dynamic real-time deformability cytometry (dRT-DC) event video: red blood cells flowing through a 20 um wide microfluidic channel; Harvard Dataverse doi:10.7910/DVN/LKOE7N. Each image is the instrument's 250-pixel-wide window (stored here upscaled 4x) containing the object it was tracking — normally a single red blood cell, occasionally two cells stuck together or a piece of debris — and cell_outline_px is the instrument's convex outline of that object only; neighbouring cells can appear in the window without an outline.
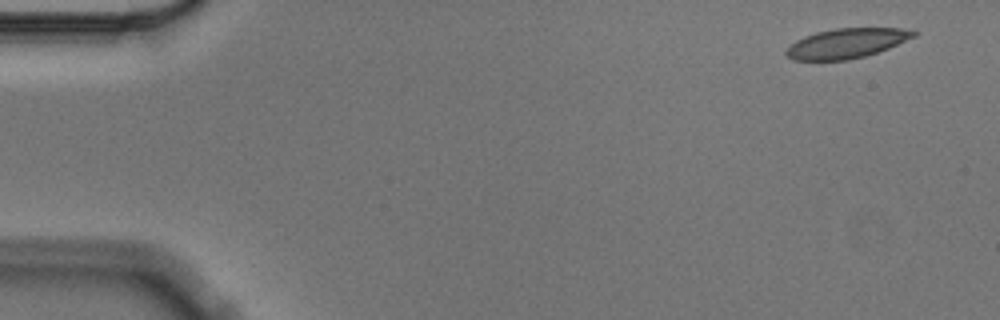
{"species": "Egyptian fruit bat (a non-hibernating species)", "species_latin": "Rousettus aegyptiacus", "temperature_condition": "cold", "stored_images_in_passage": 4, "camera_frame_rate_fps": 3000, "um_per_image_px": 0.085, "animal": {"sex": "male"}, "frame": {"image": 1, "passage_image": 1, "time_ms": 0.0, "image_size_px": [1000, 320], "cell_outline_px": [[916, 36], [888, 48], [864, 56], [848, 60], [792, 60], [784, 52], [796, 40], [804, 36], [816, 32], [836, 28], [900, 28], [916, 32]], "centroid_in_image_um": [71.93, 3.68], "position_along_channel_um": 13.1, "area_um2": 21.85}}
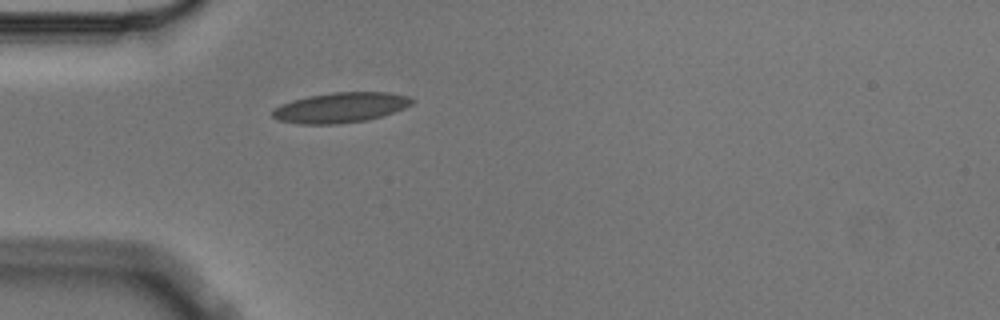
{"frame": {"image": 2, "passage_image": 4, "time_ms": 1.0, "image_size_px": [1000, 320], "cell_outline_px": [[416, 100], [412, 104], [404, 108], [368, 120], [336, 124], [300, 124], [276, 120], [272, 116], [272, 112], [280, 104], [292, 100], [308, 96], [332, 92], [388, 92], [408, 96]], "centroid_in_image_um": [28.93, 9.14], "position_along_channel_um": 56.1, "area_um2": 24.57}}